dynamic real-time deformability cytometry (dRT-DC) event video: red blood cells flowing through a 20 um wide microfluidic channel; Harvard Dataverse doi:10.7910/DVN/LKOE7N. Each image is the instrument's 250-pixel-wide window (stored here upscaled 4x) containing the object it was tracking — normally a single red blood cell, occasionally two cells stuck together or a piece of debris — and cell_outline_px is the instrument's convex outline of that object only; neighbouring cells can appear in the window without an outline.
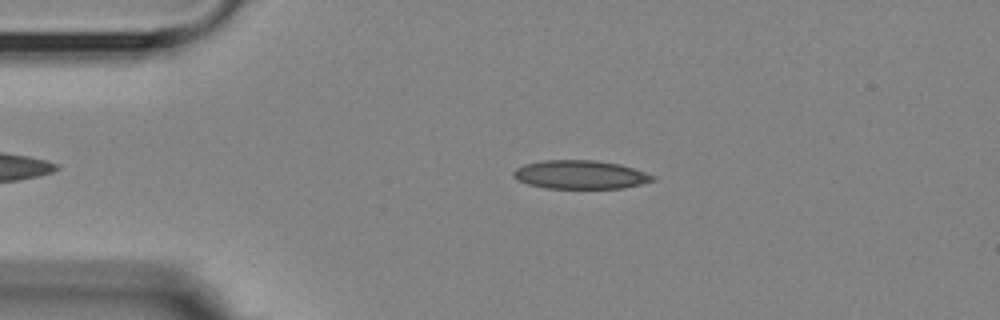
{"species": "Egyptian fruit bat (a non-hibernating species)", "species_latin": "Rousettus aegyptiacus", "temperature_condition": "room temperature", "stored_images_in_passage": 42, "camera_frame_rate_fps": 3000, "um_per_image_px": 0.085, "animal": {"sex": "female"}, "frame": {"image": 1, "passage_image": 4, "time_ms": 1.0, "image_size_px": [1000, 320], "cell_outline_px": [[656, 180], [624, 188], [544, 188], [528, 184], [516, 180], [512, 176], [512, 172], [516, 168], [524, 164], [544, 160], [596, 160], [620, 164], [656, 176]], "centroid_in_image_um": [49.3, 14.84], "position_along_channel_um": 35.7, "area_um2": 23.29}}
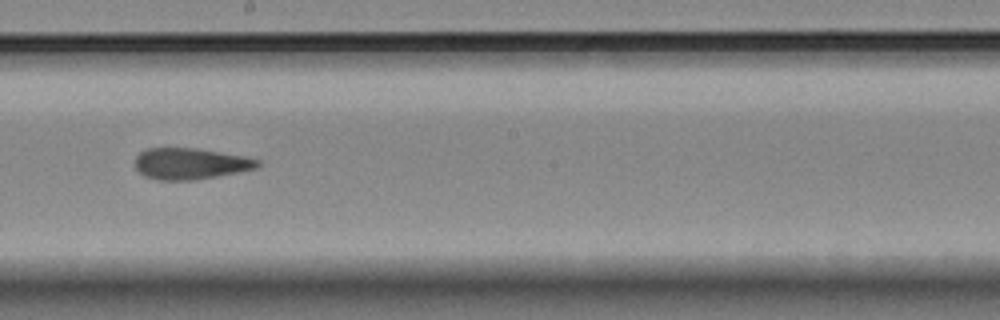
{"frame": {"image": 2, "passage_image": 23, "time_ms": 7.333, "image_size_px": [1000, 320], "cell_outline_px": [[260, 164], [256, 168], [240, 172], [196, 180], [156, 180], [144, 176], [136, 168], [136, 156], [140, 152], [148, 148], [196, 148], [244, 156], [260, 160]], "centroid_in_image_um": [16.19, 13.92], "position_along_channel_um": 232.0, "area_um2": 22.37}}
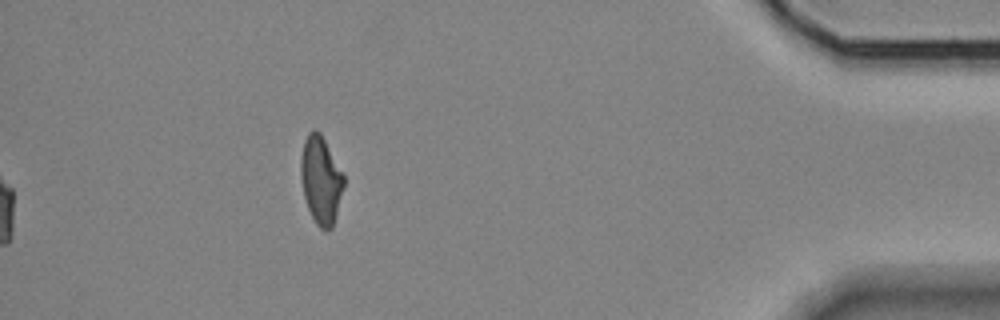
{"frame": {"image": 3, "passage_image": 42, "time_ms": 13.667, "image_size_px": [1000, 320], "cell_outline_px": [[344, 184], [332, 228], [328, 232], [320, 228], [316, 224], [308, 208], [304, 196], [300, 176], [300, 160], [304, 140], [308, 132], [312, 128], [316, 128], [320, 132], [344, 176]], "centroid_in_image_um": [27.25, 15.28], "position_along_channel_um": 408.0, "area_um2": 21.85}, "authors_computed_cell_mechanics": {"area_um2": 22.9755, "velocity_mm_per_s": 3.6058, "shape_relaxation_time_tau1_ms": null, "shape_relaxation_time_tau2_ms": 3.565, "deformation_change_tau1": null, "deformation_change_tau2": 0.1191}}